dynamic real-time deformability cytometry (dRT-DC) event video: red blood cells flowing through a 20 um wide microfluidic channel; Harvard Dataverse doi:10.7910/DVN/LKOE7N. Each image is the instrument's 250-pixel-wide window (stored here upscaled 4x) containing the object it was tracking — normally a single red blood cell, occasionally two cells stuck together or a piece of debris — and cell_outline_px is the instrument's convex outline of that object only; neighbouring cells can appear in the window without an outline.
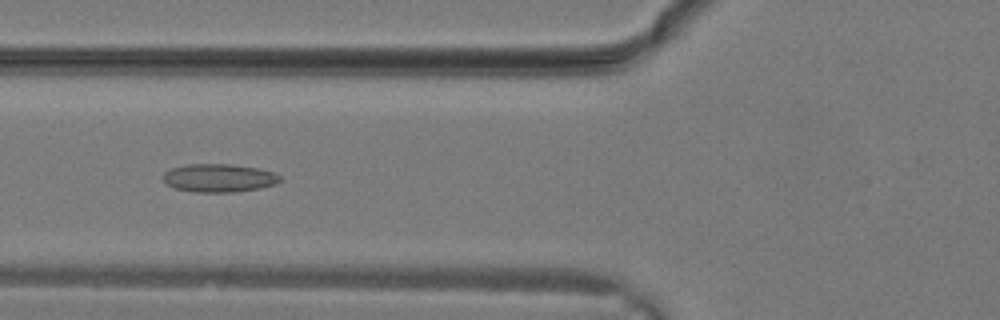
{"species": "common noctule bat (a hibernating species)", "species_latin": "Nyctalus noctula", "temperature_condition": "warm", "stored_images_in_passage": 13, "camera_frame_rate_fps": 3000, "um_per_image_px": 0.085, "animal": {"sex": "male", "body_mass_g": 19.2, "forearm_length_mm": 51.8}, "frame": {"image": 1, "passage_image": 8, "time_ms": 2.333, "image_size_px": [1000, 320], "cell_outline_px": [[280, 180], [276, 184], [260, 188], [236, 192], [196, 192], [176, 188], [164, 184], [160, 176], [164, 172], [172, 168], [188, 164], [232, 164], [256, 168], [272, 172], [280, 176]], "centroid_in_image_um": [18.55, 15.13], "position_along_channel_um": 107.2, "area_um2": 19.31}}
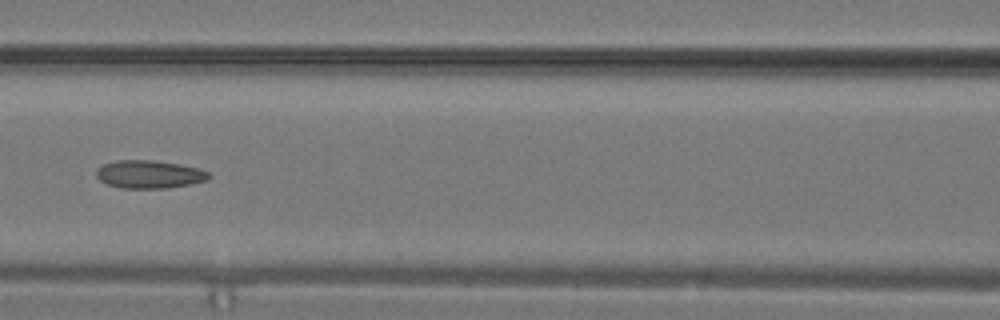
{"frame": {"image": 2, "passage_image": 10, "time_ms": 3.0, "image_size_px": [1000, 320], "cell_outline_px": [[212, 176], [208, 180], [168, 188], [120, 188], [108, 184], [100, 180], [96, 176], [96, 168], [104, 164], [116, 160], [152, 160], [180, 164], [196, 168], [208, 172]], "centroid_in_image_um": [12.67, 14.81], "position_along_channel_um": 153.9, "area_um2": 18.32}}
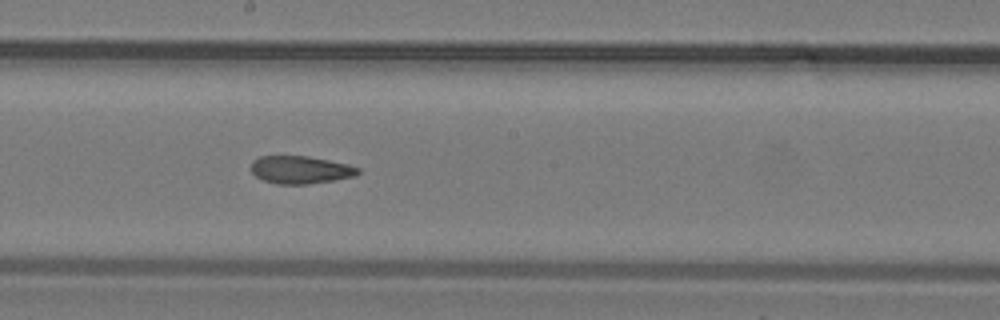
{"frame": {"image": 3, "passage_image": 13, "time_ms": 4.0, "image_size_px": [1000, 320], "cell_outline_px": [[360, 172], [356, 176], [308, 184], [276, 184], [264, 180], [256, 176], [252, 172], [252, 160], [260, 156], [308, 156], [348, 164], [360, 168]], "centroid_in_image_um": [25.55, 14.43], "position_along_channel_um": 222.7, "area_um2": 17.22}}